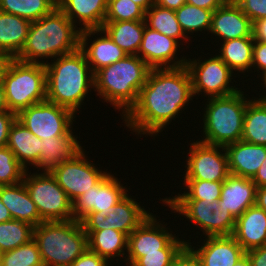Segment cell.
<instances>
[{
	"mask_svg": "<svg viewBox=\"0 0 266 266\" xmlns=\"http://www.w3.org/2000/svg\"><path fill=\"white\" fill-rule=\"evenodd\" d=\"M193 97L191 77L186 66L152 68L136 103L122 117V123L135 135L155 137L172 120L175 121Z\"/></svg>",
	"mask_w": 266,
	"mask_h": 266,
	"instance_id": "1",
	"label": "cell"
},
{
	"mask_svg": "<svg viewBox=\"0 0 266 266\" xmlns=\"http://www.w3.org/2000/svg\"><path fill=\"white\" fill-rule=\"evenodd\" d=\"M80 33L79 27L56 7L50 14L31 22L25 44L15 59L46 64L49 60L45 59L54 60L78 50Z\"/></svg>",
	"mask_w": 266,
	"mask_h": 266,
	"instance_id": "2",
	"label": "cell"
},
{
	"mask_svg": "<svg viewBox=\"0 0 266 266\" xmlns=\"http://www.w3.org/2000/svg\"><path fill=\"white\" fill-rule=\"evenodd\" d=\"M51 61L45 64L46 100L76 115L94 89V73L80 49Z\"/></svg>",
	"mask_w": 266,
	"mask_h": 266,
	"instance_id": "3",
	"label": "cell"
},
{
	"mask_svg": "<svg viewBox=\"0 0 266 266\" xmlns=\"http://www.w3.org/2000/svg\"><path fill=\"white\" fill-rule=\"evenodd\" d=\"M151 69L139 56L127 55L94 73V91L123 117L136 103Z\"/></svg>",
	"mask_w": 266,
	"mask_h": 266,
	"instance_id": "4",
	"label": "cell"
},
{
	"mask_svg": "<svg viewBox=\"0 0 266 266\" xmlns=\"http://www.w3.org/2000/svg\"><path fill=\"white\" fill-rule=\"evenodd\" d=\"M33 240L44 266H70L88 249V237L80 221L42 222L33 228Z\"/></svg>",
	"mask_w": 266,
	"mask_h": 266,
	"instance_id": "5",
	"label": "cell"
},
{
	"mask_svg": "<svg viewBox=\"0 0 266 266\" xmlns=\"http://www.w3.org/2000/svg\"><path fill=\"white\" fill-rule=\"evenodd\" d=\"M239 90L227 96L210 97L204 107L203 137L201 142L227 146L241 140L247 103L250 101Z\"/></svg>",
	"mask_w": 266,
	"mask_h": 266,
	"instance_id": "6",
	"label": "cell"
},
{
	"mask_svg": "<svg viewBox=\"0 0 266 266\" xmlns=\"http://www.w3.org/2000/svg\"><path fill=\"white\" fill-rule=\"evenodd\" d=\"M8 111L18 114L33 104L46 100L45 64L15 59L3 81Z\"/></svg>",
	"mask_w": 266,
	"mask_h": 266,
	"instance_id": "7",
	"label": "cell"
},
{
	"mask_svg": "<svg viewBox=\"0 0 266 266\" xmlns=\"http://www.w3.org/2000/svg\"><path fill=\"white\" fill-rule=\"evenodd\" d=\"M28 171L24 174L23 182L41 219L44 222L72 220V202L51 172Z\"/></svg>",
	"mask_w": 266,
	"mask_h": 266,
	"instance_id": "8",
	"label": "cell"
},
{
	"mask_svg": "<svg viewBox=\"0 0 266 266\" xmlns=\"http://www.w3.org/2000/svg\"><path fill=\"white\" fill-rule=\"evenodd\" d=\"M174 213H179L202 230L205 237L232 235L236 218L219 205L204 200H160Z\"/></svg>",
	"mask_w": 266,
	"mask_h": 266,
	"instance_id": "9",
	"label": "cell"
},
{
	"mask_svg": "<svg viewBox=\"0 0 266 266\" xmlns=\"http://www.w3.org/2000/svg\"><path fill=\"white\" fill-rule=\"evenodd\" d=\"M186 59V68L191 77L194 97L200 94L206 98L227 96L240 89L233 86V72L218 55L208 59ZM230 83H233L230 85Z\"/></svg>",
	"mask_w": 266,
	"mask_h": 266,
	"instance_id": "10",
	"label": "cell"
},
{
	"mask_svg": "<svg viewBox=\"0 0 266 266\" xmlns=\"http://www.w3.org/2000/svg\"><path fill=\"white\" fill-rule=\"evenodd\" d=\"M75 117L71 110L47 100L17 114V120L40 139L68 136Z\"/></svg>",
	"mask_w": 266,
	"mask_h": 266,
	"instance_id": "11",
	"label": "cell"
},
{
	"mask_svg": "<svg viewBox=\"0 0 266 266\" xmlns=\"http://www.w3.org/2000/svg\"><path fill=\"white\" fill-rule=\"evenodd\" d=\"M84 150L50 171L71 202L90 190L108 173L95 167Z\"/></svg>",
	"mask_w": 266,
	"mask_h": 266,
	"instance_id": "12",
	"label": "cell"
},
{
	"mask_svg": "<svg viewBox=\"0 0 266 266\" xmlns=\"http://www.w3.org/2000/svg\"><path fill=\"white\" fill-rule=\"evenodd\" d=\"M184 180L224 181L229 175L228 158L223 146L201 141L190 143ZM224 152V153H223Z\"/></svg>",
	"mask_w": 266,
	"mask_h": 266,
	"instance_id": "13",
	"label": "cell"
},
{
	"mask_svg": "<svg viewBox=\"0 0 266 266\" xmlns=\"http://www.w3.org/2000/svg\"><path fill=\"white\" fill-rule=\"evenodd\" d=\"M128 189L109 172L90 190L72 202L73 219L81 221L89 213L107 216L126 195Z\"/></svg>",
	"mask_w": 266,
	"mask_h": 266,
	"instance_id": "14",
	"label": "cell"
},
{
	"mask_svg": "<svg viewBox=\"0 0 266 266\" xmlns=\"http://www.w3.org/2000/svg\"><path fill=\"white\" fill-rule=\"evenodd\" d=\"M135 200L127 194L106 217L98 213H89L80 221L84 231L114 229L129 236L151 214Z\"/></svg>",
	"mask_w": 266,
	"mask_h": 266,
	"instance_id": "15",
	"label": "cell"
},
{
	"mask_svg": "<svg viewBox=\"0 0 266 266\" xmlns=\"http://www.w3.org/2000/svg\"><path fill=\"white\" fill-rule=\"evenodd\" d=\"M153 213L143 221L129 236L128 249L125 260L128 265L132 266L143 253L159 252L175 236L173 231L167 229L165 222L159 223ZM172 232V233H171Z\"/></svg>",
	"mask_w": 266,
	"mask_h": 266,
	"instance_id": "16",
	"label": "cell"
},
{
	"mask_svg": "<svg viewBox=\"0 0 266 266\" xmlns=\"http://www.w3.org/2000/svg\"><path fill=\"white\" fill-rule=\"evenodd\" d=\"M180 45L184 44L145 26L137 56L151 68L182 67L186 65L187 57L177 58Z\"/></svg>",
	"mask_w": 266,
	"mask_h": 266,
	"instance_id": "17",
	"label": "cell"
},
{
	"mask_svg": "<svg viewBox=\"0 0 266 266\" xmlns=\"http://www.w3.org/2000/svg\"><path fill=\"white\" fill-rule=\"evenodd\" d=\"M253 23L236 2L225 1L212 15L209 33L220 41L253 37Z\"/></svg>",
	"mask_w": 266,
	"mask_h": 266,
	"instance_id": "18",
	"label": "cell"
},
{
	"mask_svg": "<svg viewBox=\"0 0 266 266\" xmlns=\"http://www.w3.org/2000/svg\"><path fill=\"white\" fill-rule=\"evenodd\" d=\"M95 34L97 36L99 34L100 37L94 36ZM91 35L96 38H93L89 44ZM79 49L84 53L93 73L127 56V53L115 44L102 29L82 30Z\"/></svg>",
	"mask_w": 266,
	"mask_h": 266,
	"instance_id": "19",
	"label": "cell"
},
{
	"mask_svg": "<svg viewBox=\"0 0 266 266\" xmlns=\"http://www.w3.org/2000/svg\"><path fill=\"white\" fill-rule=\"evenodd\" d=\"M204 238V242L197 245L199 248L191 245L189 240L186 242L197 254L203 266H233L246 253L232 235Z\"/></svg>",
	"mask_w": 266,
	"mask_h": 266,
	"instance_id": "20",
	"label": "cell"
},
{
	"mask_svg": "<svg viewBox=\"0 0 266 266\" xmlns=\"http://www.w3.org/2000/svg\"><path fill=\"white\" fill-rule=\"evenodd\" d=\"M230 174L252 179L266 158V146L243 140L224 147Z\"/></svg>",
	"mask_w": 266,
	"mask_h": 266,
	"instance_id": "21",
	"label": "cell"
},
{
	"mask_svg": "<svg viewBox=\"0 0 266 266\" xmlns=\"http://www.w3.org/2000/svg\"><path fill=\"white\" fill-rule=\"evenodd\" d=\"M233 238L245 250L266 245V212L256 205L245 210L235 221Z\"/></svg>",
	"mask_w": 266,
	"mask_h": 266,
	"instance_id": "22",
	"label": "cell"
},
{
	"mask_svg": "<svg viewBox=\"0 0 266 266\" xmlns=\"http://www.w3.org/2000/svg\"><path fill=\"white\" fill-rule=\"evenodd\" d=\"M256 185L250 178L230 174L222 184L219 205L238 218L255 205Z\"/></svg>",
	"mask_w": 266,
	"mask_h": 266,
	"instance_id": "23",
	"label": "cell"
},
{
	"mask_svg": "<svg viewBox=\"0 0 266 266\" xmlns=\"http://www.w3.org/2000/svg\"><path fill=\"white\" fill-rule=\"evenodd\" d=\"M108 0H58L57 7L79 29H101L107 10ZM77 23V24H76Z\"/></svg>",
	"mask_w": 266,
	"mask_h": 266,
	"instance_id": "24",
	"label": "cell"
},
{
	"mask_svg": "<svg viewBox=\"0 0 266 266\" xmlns=\"http://www.w3.org/2000/svg\"><path fill=\"white\" fill-rule=\"evenodd\" d=\"M0 199L9 210L12 219L31 224L33 227L44 222L23 181L0 186Z\"/></svg>",
	"mask_w": 266,
	"mask_h": 266,
	"instance_id": "25",
	"label": "cell"
},
{
	"mask_svg": "<svg viewBox=\"0 0 266 266\" xmlns=\"http://www.w3.org/2000/svg\"><path fill=\"white\" fill-rule=\"evenodd\" d=\"M73 131L68 136L41 139V153L37 171L50 172L61 162L74 158L83 150Z\"/></svg>",
	"mask_w": 266,
	"mask_h": 266,
	"instance_id": "26",
	"label": "cell"
},
{
	"mask_svg": "<svg viewBox=\"0 0 266 266\" xmlns=\"http://www.w3.org/2000/svg\"><path fill=\"white\" fill-rule=\"evenodd\" d=\"M41 142L40 138L16 119L9 131L7 147L14 153L17 161L28 170V166L36 167L39 164Z\"/></svg>",
	"mask_w": 266,
	"mask_h": 266,
	"instance_id": "27",
	"label": "cell"
},
{
	"mask_svg": "<svg viewBox=\"0 0 266 266\" xmlns=\"http://www.w3.org/2000/svg\"><path fill=\"white\" fill-rule=\"evenodd\" d=\"M88 237V249L105 258L108 262L114 258H126L128 235L114 229L85 231ZM126 250V251H125ZM126 252V253H125ZM119 257V258H118ZM124 257V258H123Z\"/></svg>",
	"mask_w": 266,
	"mask_h": 266,
	"instance_id": "28",
	"label": "cell"
},
{
	"mask_svg": "<svg viewBox=\"0 0 266 266\" xmlns=\"http://www.w3.org/2000/svg\"><path fill=\"white\" fill-rule=\"evenodd\" d=\"M146 24L144 20L104 22L102 26L111 40L127 55H137Z\"/></svg>",
	"mask_w": 266,
	"mask_h": 266,
	"instance_id": "29",
	"label": "cell"
},
{
	"mask_svg": "<svg viewBox=\"0 0 266 266\" xmlns=\"http://www.w3.org/2000/svg\"><path fill=\"white\" fill-rule=\"evenodd\" d=\"M31 21L0 11V51L16 57L23 48Z\"/></svg>",
	"mask_w": 266,
	"mask_h": 266,
	"instance_id": "30",
	"label": "cell"
},
{
	"mask_svg": "<svg viewBox=\"0 0 266 266\" xmlns=\"http://www.w3.org/2000/svg\"><path fill=\"white\" fill-rule=\"evenodd\" d=\"M254 43L253 37L223 41L218 56L232 71L245 75L252 69Z\"/></svg>",
	"mask_w": 266,
	"mask_h": 266,
	"instance_id": "31",
	"label": "cell"
},
{
	"mask_svg": "<svg viewBox=\"0 0 266 266\" xmlns=\"http://www.w3.org/2000/svg\"><path fill=\"white\" fill-rule=\"evenodd\" d=\"M251 98L246 107L241 140L266 146V98Z\"/></svg>",
	"mask_w": 266,
	"mask_h": 266,
	"instance_id": "32",
	"label": "cell"
},
{
	"mask_svg": "<svg viewBox=\"0 0 266 266\" xmlns=\"http://www.w3.org/2000/svg\"><path fill=\"white\" fill-rule=\"evenodd\" d=\"M145 24L147 27L156 30L170 38H174L178 42L186 40L181 25L177 21L175 10L166 9L156 5L155 3L145 12Z\"/></svg>",
	"mask_w": 266,
	"mask_h": 266,
	"instance_id": "33",
	"label": "cell"
},
{
	"mask_svg": "<svg viewBox=\"0 0 266 266\" xmlns=\"http://www.w3.org/2000/svg\"><path fill=\"white\" fill-rule=\"evenodd\" d=\"M57 0H0V11L36 21L50 14Z\"/></svg>",
	"mask_w": 266,
	"mask_h": 266,
	"instance_id": "34",
	"label": "cell"
},
{
	"mask_svg": "<svg viewBox=\"0 0 266 266\" xmlns=\"http://www.w3.org/2000/svg\"><path fill=\"white\" fill-rule=\"evenodd\" d=\"M213 12L185 3L175 10V15L185 35L190 38V35L198 31L201 33L204 30L209 34Z\"/></svg>",
	"mask_w": 266,
	"mask_h": 266,
	"instance_id": "35",
	"label": "cell"
},
{
	"mask_svg": "<svg viewBox=\"0 0 266 266\" xmlns=\"http://www.w3.org/2000/svg\"><path fill=\"white\" fill-rule=\"evenodd\" d=\"M222 184L223 181L183 180V185L186 187L184 190L187 191L162 200H204L211 204L220 199Z\"/></svg>",
	"mask_w": 266,
	"mask_h": 266,
	"instance_id": "36",
	"label": "cell"
},
{
	"mask_svg": "<svg viewBox=\"0 0 266 266\" xmlns=\"http://www.w3.org/2000/svg\"><path fill=\"white\" fill-rule=\"evenodd\" d=\"M31 224L12 219L0 223V253L13 250L33 239Z\"/></svg>",
	"mask_w": 266,
	"mask_h": 266,
	"instance_id": "37",
	"label": "cell"
},
{
	"mask_svg": "<svg viewBox=\"0 0 266 266\" xmlns=\"http://www.w3.org/2000/svg\"><path fill=\"white\" fill-rule=\"evenodd\" d=\"M0 257L1 266H44L33 239L13 250L0 253Z\"/></svg>",
	"mask_w": 266,
	"mask_h": 266,
	"instance_id": "38",
	"label": "cell"
},
{
	"mask_svg": "<svg viewBox=\"0 0 266 266\" xmlns=\"http://www.w3.org/2000/svg\"><path fill=\"white\" fill-rule=\"evenodd\" d=\"M145 12L132 0H108L104 22L144 20Z\"/></svg>",
	"mask_w": 266,
	"mask_h": 266,
	"instance_id": "39",
	"label": "cell"
},
{
	"mask_svg": "<svg viewBox=\"0 0 266 266\" xmlns=\"http://www.w3.org/2000/svg\"><path fill=\"white\" fill-rule=\"evenodd\" d=\"M186 242L177 235L159 252L143 253V256L132 266H170L174 257L186 245Z\"/></svg>",
	"mask_w": 266,
	"mask_h": 266,
	"instance_id": "40",
	"label": "cell"
},
{
	"mask_svg": "<svg viewBox=\"0 0 266 266\" xmlns=\"http://www.w3.org/2000/svg\"><path fill=\"white\" fill-rule=\"evenodd\" d=\"M26 169L7 147L0 148V186L14 185L23 181Z\"/></svg>",
	"mask_w": 266,
	"mask_h": 266,
	"instance_id": "41",
	"label": "cell"
},
{
	"mask_svg": "<svg viewBox=\"0 0 266 266\" xmlns=\"http://www.w3.org/2000/svg\"><path fill=\"white\" fill-rule=\"evenodd\" d=\"M236 3L252 23L266 18V0H237Z\"/></svg>",
	"mask_w": 266,
	"mask_h": 266,
	"instance_id": "42",
	"label": "cell"
},
{
	"mask_svg": "<svg viewBox=\"0 0 266 266\" xmlns=\"http://www.w3.org/2000/svg\"><path fill=\"white\" fill-rule=\"evenodd\" d=\"M170 266H203L197 254L186 244L174 257Z\"/></svg>",
	"mask_w": 266,
	"mask_h": 266,
	"instance_id": "43",
	"label": "cell"
},
{
	"mask_svg": "<svg viewBox=\"0 0 266 266\" xmlns=\"http://www.w3.org/2000/svg\"><path fill=\"white\" fill-rule=\"evenodd\" d=\"M253 69L260 74L258 77H261L266 73V42L255 41L253 46V61H252ZM260 70V71H259Z\"/></svg>",
	"mask_w": 266,
	"mask_h": 266,
	"instance_id": "44",
	"label": "cell"
},
{
	"mask_svg": "<svg viewBox=\"0 0 266 266\" xmlns=\"http://www.w3.org/2000/svg\"><path fill=\"white\" fill-rule=\"evenodd\" d=\"M17 119V114L11 111L0 112V148L7 146L9 131L12 124Z\"/></svg>",
	"mask_w": 266,
	"mask_h": 266,
	"instance_id": "45",
	"label": "cell"
},
{
	"mask_svg": "<svg viewBox=\"0 0 266 266\" xmlns=\"http://www.w3.org/2000/svg\"><path fill=\"white\" fill-rule=\"evenodd\" d=\"M108 261L87 249L70 266H110Z\"/></svg>",
	"mask_w": 266,
	"mask_h": 266,
	"instance_id": "46",
	"label": "cell"
},
{
	"mask_svg": "<svg viewBox=\"0 0 266 266\" xmlns=\"http://www.w3.org/2000/svg\"><path fill=\"white\" fill-rule=\"evenodd\" d=\"M252 266H266V245L250 249L245 253Z\"/></svg>",
	"mask_w": 266,
	"mask_h": 266,
	"instance_id": "47",
	"label": "cell"
},
{
	"mask_svg": "<svg viewBox=\"0 0 266 266\" xmlns=\"http://www.w3.org/2000/svg\"><path fill=\"white\" fill-rule=\"evenodd\" d=\"M252 36L254 41L266 42V18L253 22Z\"/></svg>",
	"mask_w": 266,
	"mask_h": 266,
	"instance_id": "48",
	"label": "cell"
},
{
	"mask_svg": "<svg viewBox=\"0 0 266 266\" xmlns=\"http://www.w3.org/2000/svg\"><path fill=\"white\" fill-rule=\"evenodd\" d=\"M14 60L15 57L12 54L0 51V84H3L8 69Z\"/></svg>",
	"mask_w": 266,
	"mask_h": 266,
	"instance_id": "49",
	"label": "cell"
},
{
	"mask_svg": "<svg viewBox=\"0 0 266 266\" xmlns=\"http://www.w3.org/2000/svg\"><path fill=\"white\" fill-rule=\"evenodd\" d=\"M226 0H186L187 4L215 11L219 8Z\"/></svg>",
	"mask_w": 266,
	"mask_h": 266,
	"instance_id": "50",
	"label": "cell"
},
{
	"mask_svg": "<svg viewBox=\"0 0 266 266\" xmlns=\"http://www.w3.org/2000/svg\"><path fill=\"white\" fill-rule=\"evenodd\" d=\"M252 181L255 183L256 188L266 186V158L264 159L255 176L252 178Z\"/></svg>",
	"mask_w": 266,
	"mask_h": 266,
	"instance_id": "51",
	"label": "cell"
},
{
	"mask_svg": "<svg viewBox=\"0 0 266 266\" xmlns=\"http://www.w3.org/2000/svg\"><path fill=\"white\" fill-rule=\"evenodd\" d=\"M186 3V0H155V4L166 8L176 10Z\"/></svg>",
	"mask_w": 266,
	"mask_h": 266,
	"instance_id": "52",
	"label": "cell"
},
{
	"mask_svg": "<svg viewBox=\"0 0 266 266\" xmlns=\"http://www.w3.org/2000/svg\"><path fill=\"white\" fill-rule=\"evenodd\" d=\"M255 205L266 212V186L256 188Z\"/></svg>",
	"mask_w": 266,
	"mask_h": 266,
	"instance_id": "53",
	"label": "cell"
},
{
	"mask_svg": "<svg viewBox=\"0 0 266 266\" xmlns=\"http://www.w3.org/2000/svg\"><path fill=\"white\" fill-rule=\"evenodd\" d=\"M10 220H12V217L9 213V210L4 206L0 199V223Z\"/></svg>",
	"mask_w": 266,
	"mask_h": 266,
	"instance_id": "54",
	"label": "cell"
},
{
	"mask_svg": "<svg viewBox=\"0 0 266 266\" xmlns=\"http://www.w3.org/2000/svg\"><path fill=\"white\" fill-rule=\"evenodd\" d=\"M8 110L3 84H0V112Z\"/></svg>",
	"mask_w": 266,
	"mask_h": 266,
	"instance_id": "55",
	"label": "cell"
},
{
	"mask_svg": "<svg viewBox=\"0 0 266 266\" xmlns=\"http://www.w3.org/2000/svg\"><path fill=\"white\" fill-rule=\"evenodd\" d=\"M132 1L141 6L145 11H147L155 3V0H132Z\"/></svg>",
	"mask_w": 266,
	"mask_h": 266,
	"instance_id": "56",
	"label": "cell"
},
{
	"mask_svg": "<svg viewBox=\"0 0 266 266\" xmlns=\"http://www.w3.org/2000/svg\"><path fill=\"white\" fill-rule=\"evenodd\" d=\"M233 266H252L248 256L245 254Z\"/></svg>",
	"mask_w": 266,
	"mask_h": 266,
	"instance_id": "57",
	"label": "cell"
},
{
	"mask_svg": "<svg viewBox=\"0 0 266 266\" xmlns=\"http://www.w3.org/2000/svg\"><path fill=\"white\" fill-rule=\"evenodd\" d=\"M260 79L262 80V82H260L261 83V85H259V87L260 86H263V89L265 88V91H266V73H264L263 75H261V77H260ZM263 84V85H262ZM259 97H262V98H266V93H265V95H259Z\"/></svg>",
	"mask_w": 266,
	"mask_h": 266,
	"instance_id": "58",
	"label": "cell"
}]
</instances>
